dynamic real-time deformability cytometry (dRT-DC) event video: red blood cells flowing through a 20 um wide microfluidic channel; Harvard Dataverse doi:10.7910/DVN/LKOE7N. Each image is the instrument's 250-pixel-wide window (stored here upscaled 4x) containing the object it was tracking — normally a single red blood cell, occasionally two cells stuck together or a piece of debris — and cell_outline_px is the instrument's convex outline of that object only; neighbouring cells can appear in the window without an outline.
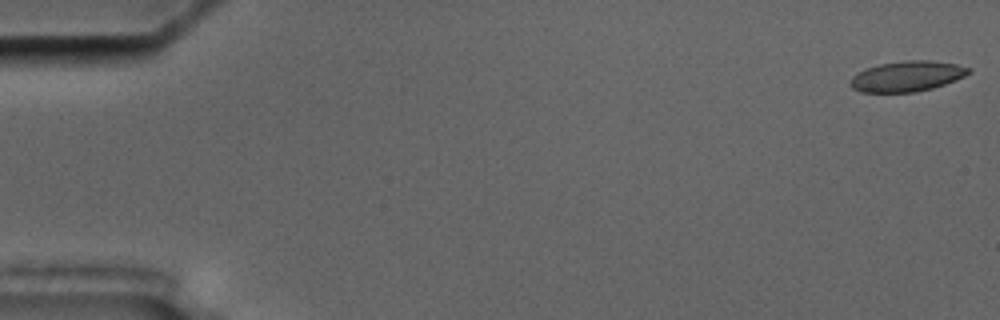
{"species": "common noctule bat (a hibernating species)", "species_latin": "Nyctalus noctula", "temperature_condition": "cold", "stored_images_in_passage": 57, "segment_of_instrument_passage": [1, 2], "camera_frame_rate_fps": 3000, "um_per_image_px": 0.085, "animal": {"sex": "male", "body_mass_g": 17.5, "forearm_length_mm": 52.3}, "frame": {"image": 1, "passage_image": 1, "time_ms": 0.0, "image_size_px": [1000, 320], "cell_outline_px": [[972, 72], [964, 76], [944, 84], [932, 88], [916, 92], [860, 92], [852, 88], [848, 84], [848, 80], [852, 76], [868, 68], [880, 64], [904, 60], [932, 60], [956, 64], [972, 68]], "centroid_in_image_um": [77.09, 6.48], "position_along_channel_um": 7.9, "area_um2": 21.04}}
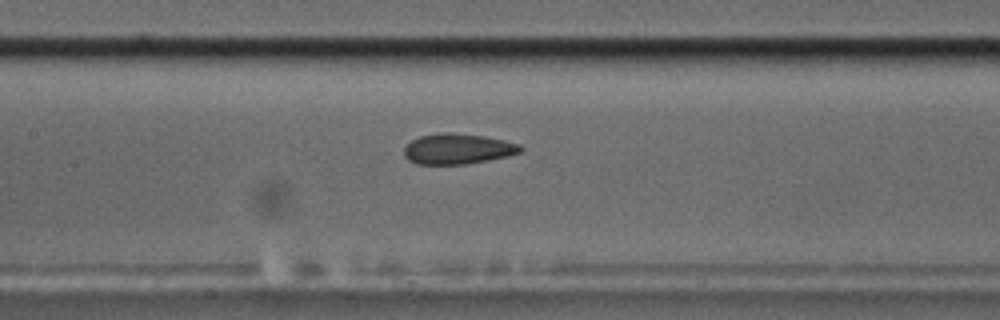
{"frame": {"image": 2, "passage_image": 27, "time_ms": 8.667, "image_size_px": [1000, 320], "cell_outline_px": [[524, 148], [520, 152], [508, 156], [488, 160], [464, 164], [416, 164], [408, 160], [404, 156], [404, 148], [412, 140], [420, 136], [440, 132], [448, 132], [484, 136], [504, 140], [520, 144]], "centroid_in_image_um": [38.9, 12.65], "position_along_channel_um": 168.5, "area_um2": 20.69}}
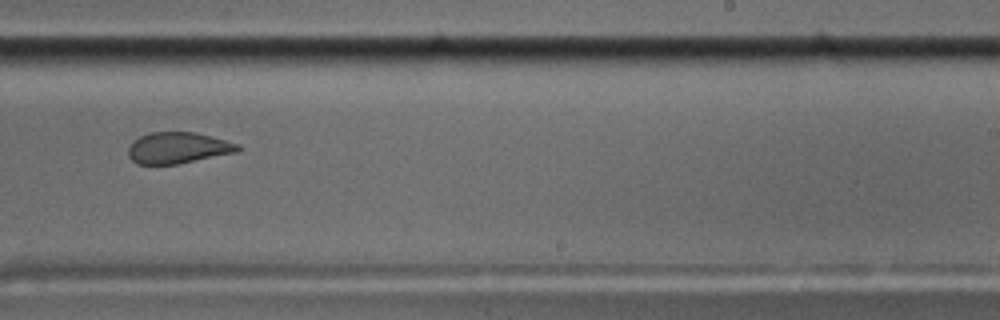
{"frame": {"image": 3, "passage_image": 36, "time_ms": 11.667, "image_size_px": [1000, 320], "cell_outline_px": [[240, 148], [236, 152], [176, 164], [136, 164], [128, 156], [128, 148], [140, 136], [152, 132], [196, 132], [240, 144]], "centroid_in_image_um": [15.12, 12.57], "position_along_channel_um": 273.9, "area_um2": 19.71}}